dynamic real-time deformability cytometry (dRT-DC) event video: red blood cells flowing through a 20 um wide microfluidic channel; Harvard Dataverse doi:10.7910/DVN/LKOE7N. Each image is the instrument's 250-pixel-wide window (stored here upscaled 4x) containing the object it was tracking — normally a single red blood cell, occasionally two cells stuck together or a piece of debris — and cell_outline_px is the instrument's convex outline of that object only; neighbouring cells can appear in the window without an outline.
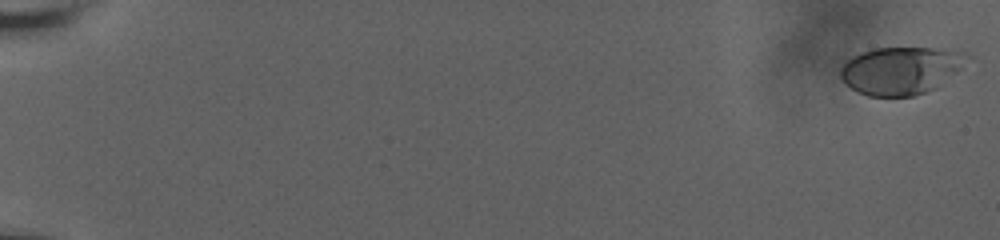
{"species": "human", "species_latin": "Homo sapiens", "temperature_condition": "room temperature", "stored_images_in_passage": 14, "camera_frame_rate_fps": 3000, "um_per_image_px": 0.085, "donor": {"sex": "male"}, "frame": {"image": 1, "passage_image": 1, "time_ms": 0.0, "image_size_px": [1000, 240], "cell_outline_px": [[968, 56], [960, 68], [936, 88], [912, 96], [868, 96], [856, 92], [840, 76], [840, 68], [852, 56], [860, 52], [876, 48], [932, 48], [964, 52]], "centroid_in_image_um": [76.53, 5.99], "position_along_channel_um": 8.5, "area_um2": 34.62}}